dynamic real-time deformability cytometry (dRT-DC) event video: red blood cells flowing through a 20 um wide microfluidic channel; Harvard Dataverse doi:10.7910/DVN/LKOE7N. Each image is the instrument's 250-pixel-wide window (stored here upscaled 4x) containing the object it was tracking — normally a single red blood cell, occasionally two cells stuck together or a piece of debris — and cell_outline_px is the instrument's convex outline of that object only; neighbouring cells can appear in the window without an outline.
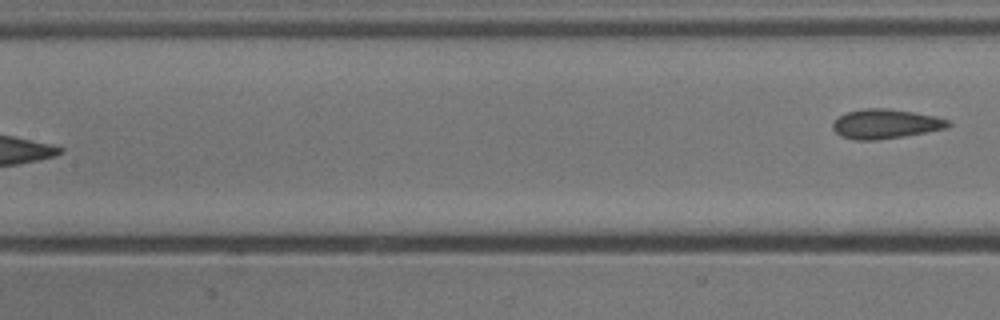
{"species": "common noctule bat (a hibernating species)", "species_latin": "Nyctalus noctula", "temperature_condition": "cold", "stored_images_in_passage": 8, "segment_of_instrument_passage": [2, 2], "camera_frame_rate_fps": 3000, "um_per_image_px": 0.085, "animal": {"sex": "male", "body_mass_g": 13.3}, "frame": {"image": 1, "passage_image": 8, "time_ms": 2.333, "image_size_px": [1000, 320], "cell_outline_px": [[952, 124], [948, 128], [904, 136], [876, 140], [856, 140], [840, 136], [832, 128], [832, 124], [840, 116], [848, 112], [864, 108], [884, 108], [912, 112], [936, 116], [948, 120]], "centroid_in_image_um": [75.28, 10.54], "position_along_channel_um": 132.1, "area_um2": 19.71}}